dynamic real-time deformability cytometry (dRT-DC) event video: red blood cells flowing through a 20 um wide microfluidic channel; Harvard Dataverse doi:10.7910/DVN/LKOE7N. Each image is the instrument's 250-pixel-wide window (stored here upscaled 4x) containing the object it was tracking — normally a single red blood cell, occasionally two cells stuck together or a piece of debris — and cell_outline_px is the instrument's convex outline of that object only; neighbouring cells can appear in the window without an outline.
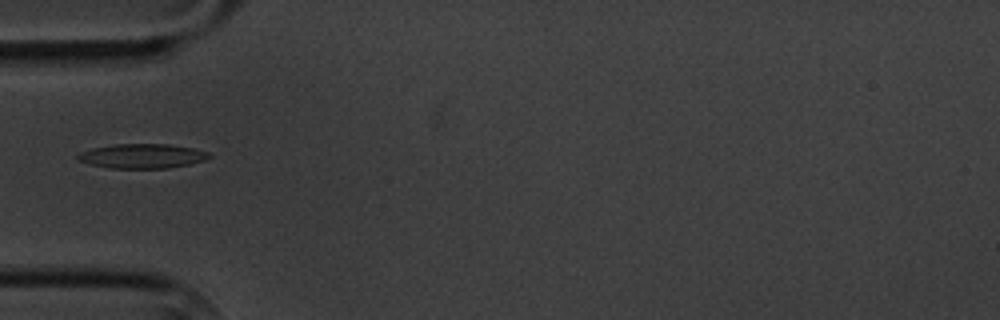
{"species": "common noctule bat (a hibernating species)", "species_latin": "Nyctalus noctula", "temperature_condition": "cold", "stored_images_in_passage": 8, "camera_frame_rate_fps": 3000, "um_per_image_px": 0.085, "animal": {"sex": "male", "body_mass_g": 20.1, "forearm_length_mm": 53.5}, "frame": {"image": 1, "passage_image": 6, "time_ms": 6.0, "image_size_px": [1000, 320], "cell_outline_px": [[212, 156], [204, 160], [188, 164], [168, 168], [108, 168], [88, 164], [76, 160], [76, 156], [80, 152], [92, 148], [116, 144], [168, 144], [192, 148], [208, 152]], "centroid_in_image_um": [12.03, 13.27], "position_along_channel_um": 73.0, "area_um2": 18.73}}
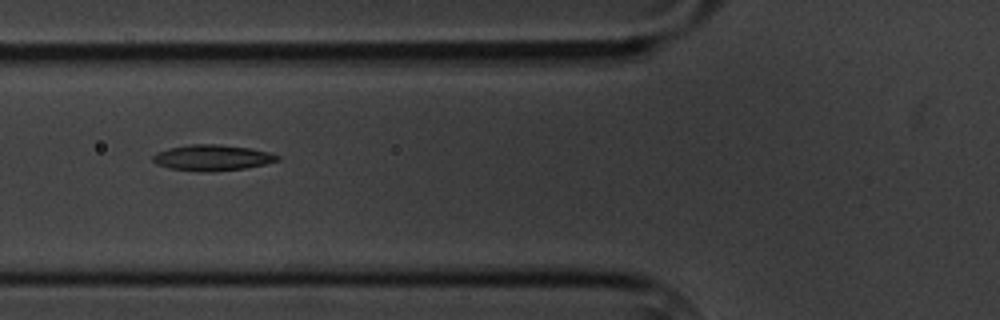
{"frame": {"image": 2, "passage_image": 7, "time_ms": 7.0, "image_size_px": [1000, 320], "cell_outline_px": [[280, 160], [248, 168], [212, 172], [208, 172], [168, 168], [156, 164], [152, 160], [152, 156], [156, 152], [168, 148], [188, 144], [220, 144], [248, 148], [268, 152], [280, 156]], "centroid_in_image_um": [18.02, 13.4], "position_along_channel_um": 107.8, "area_um2": 18.9}}
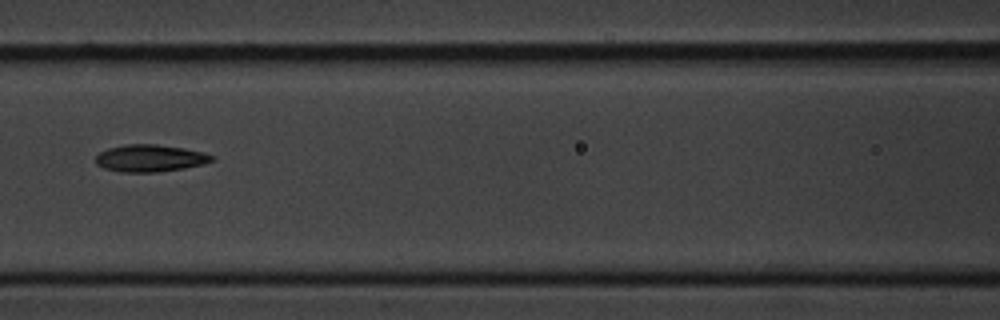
{"frame": {"image": 3, "passage_image": 8, "time_ms": 8.333, "image_size_px": [1000, 320], "cell_outline_px": [[216, 160], [204, 164], [184, 168], [156, 172], [120, 172], [104, 168], [96, 164], [96, 156], [100, 152], [108, 148], [124, 144], [156, 144], [184, 148], [204, 152], [216, 156]], "centroid_in_image_um": [12.79, 13.44], "position_along_channel_um": 153.8, "area_um2": 18.55}}